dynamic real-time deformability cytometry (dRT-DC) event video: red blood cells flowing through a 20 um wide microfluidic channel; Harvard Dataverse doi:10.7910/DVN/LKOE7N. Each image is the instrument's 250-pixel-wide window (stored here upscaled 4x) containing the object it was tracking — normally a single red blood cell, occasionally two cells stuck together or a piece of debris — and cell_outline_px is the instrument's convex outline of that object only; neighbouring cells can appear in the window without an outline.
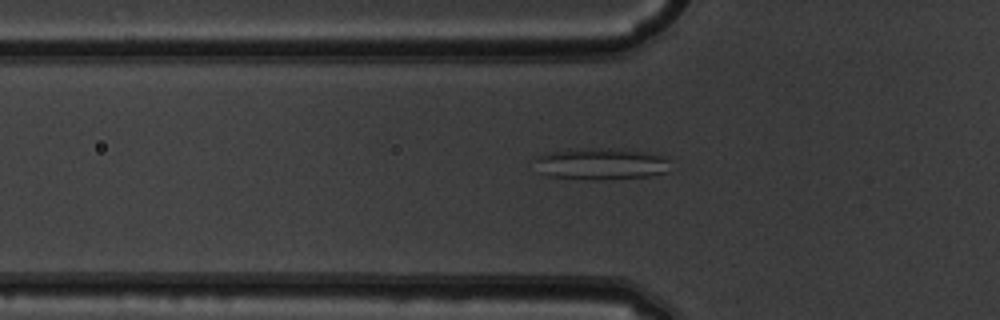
{"species": "common noctule bat (a hibernating species)", "species_latin": "Nyctalus noctula", "temperature_condition": "warm", "stored_images_in_passage": 52, "camera_frame_rate_fps": 3000, "um_per_image_px": 0.085, "animal": {"sex": "male", "body_mass_g": 19.5, "forearm_length_mm": 54.6}, "frame": {"image": 1, "passage_image": 18, "time_ms": 5.667, "image_size_px": [1000, 320], "cell_outline_px": [[668, 172], [648, 176], [588, 180], [548, 176], [536, 172], [532, 160], [536, 156], [548, 152], [592, 148], [596, 148], [648, 152], [664, 156], [668, 160]], "centroid_in_image_um": [50.99, 13.94], "position_along_channel_um": 74.8, "area_um2": 25.03}}
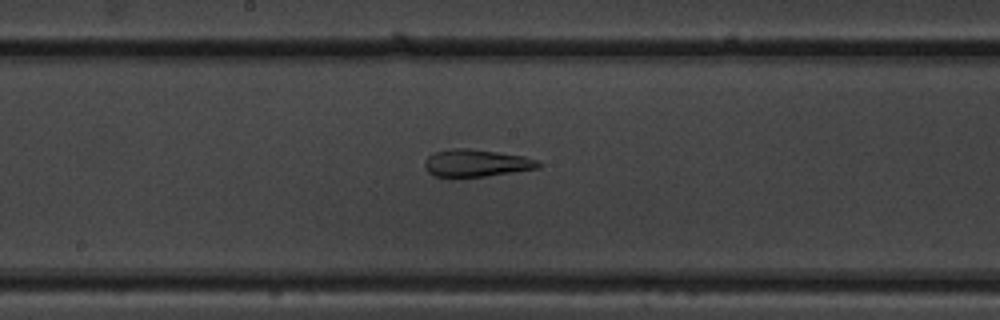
{"frame": {"image": 2, "passage_image": 28, "time_ms": 9.0, "image_size_px": [1000, 320], "cell_outline_px": [[544, 164], [540, 168], [484, 176], [452, 180], [436, 176], [428, 172], [424, 164], [428, 156], [436, 152], [452, 148], [468, 148], [524, 156], [536, 160]], "centroid_in_image_um": [40.46, 13.89], "position_along_channel_um": 207.7, "area_um2": 18.5}}
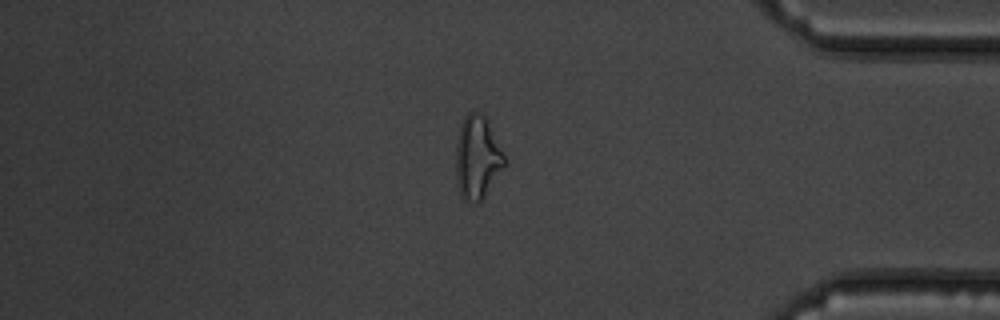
{"frame": {"image": 3, "passage_image": 44, "time_ms": 14.333, "image_size_px": [1000, 320], "cell_outline_px": [[508, 164], [484, 196], [476, 204], [472, 204], [464, 200], [460, 192], [456, 176], [456, 140], [460, 124], [464, 116], [468, 112], [480, 112], [488, 120]], "centroid_in_image_um": [40.58, 13.38], "position_along_channel_um": 394.6, "area_um2": 23.81}, "authors_computed_cell_mechanics": {"area_um2": 23.8425, "velocity_mm_per_s": 3.9755, "shape_relaxation_time_tau1_ms": null, "shape_relaxation_time_tau2_ms": 2.808, "deformation_change_tau1": null, "deformation_change_tau2": 0.1419}}